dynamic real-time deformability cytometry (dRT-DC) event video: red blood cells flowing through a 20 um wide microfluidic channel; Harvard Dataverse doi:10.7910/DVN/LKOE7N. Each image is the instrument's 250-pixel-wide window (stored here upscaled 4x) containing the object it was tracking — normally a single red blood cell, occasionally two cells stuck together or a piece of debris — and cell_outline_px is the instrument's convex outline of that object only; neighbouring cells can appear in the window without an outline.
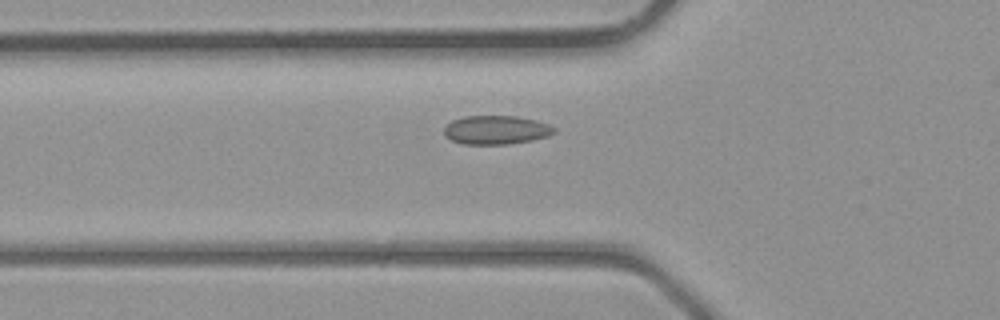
{"species": "common noctule bat (a hibernating species)", "species_latin": "Nyctalus noctula", "temperature_condition": "room temperature", "stored_images_in_passage": 25, "camera_frame_rate_fps": 3000, "um_per_image_px": 0.085, "animal": {"sex": "male", "body_mass_g": 23.1, "forearm_length_mm": 52.7}, "frame": {"image": 1, "passage_image": 3, "time_ms": 0.667, "image_size_px": [1000, 320], "cell_outline_px": [[556, 132], [548, 136], [532, 140], [508, 144], [464, 144], [452, 140], [444, 136], [444, 128], [452, 120], [464, 116], [516, 116], [536, 120], [548, 124], [556, 128]], "centroid_in_image_um": [42.18, 11.04], "position_along_channel_um": 83.6, "area_um2": 18.5}}
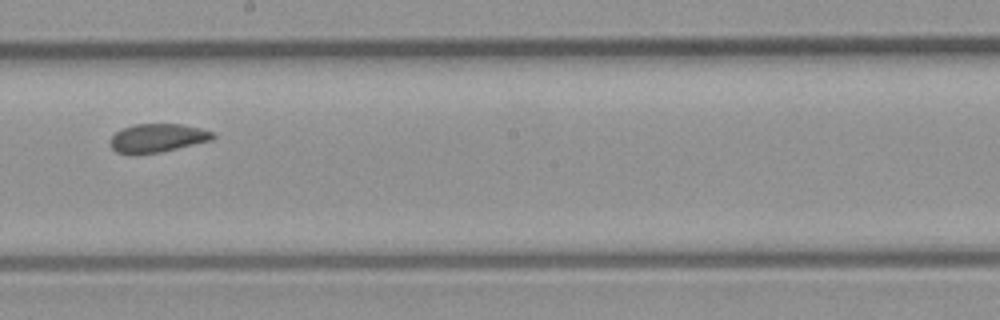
{"frame": {"image": 2, "passage_image": 12, "time_ms": 3.667, "image_size_px": [1000, 320], "cell_outline_px": [[216, 136], [212, 140], [160, 152], [132, 156], [116, 152], [108, 144], [108, 140], [116, 132], [124, 128], [136, 124], [180, 124], [200, 128], [212, 132]], "centroid_in_image_um": [13.32, 11.75], "position_along_channel_um": 234.9, "area_um2": 17.28}}
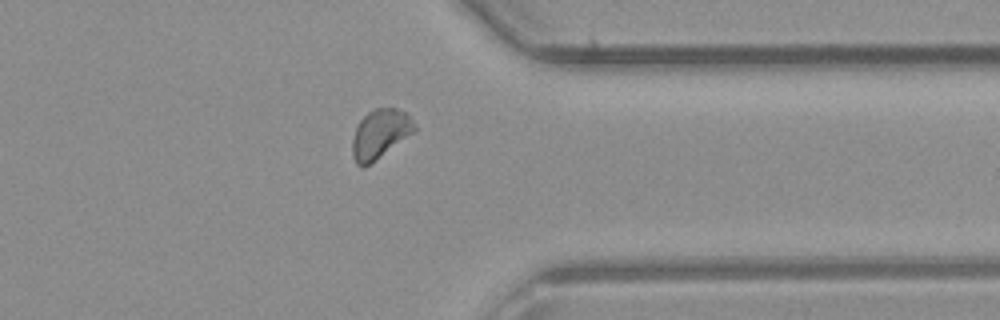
{"frame": {"image": 3, "passage_image": 21, "time_ms": 6.667, "image_size_px": [1000, 320], "cell_outline_px": [[416, 132], [364, 168], [360, 168], [356, 164], [352, 156], [352, 140], [356, 128], [360, 120], [372, 108], [396, 108], [404, 112], [416, 124]], "centroid_in_image_um": [32.3, 11.41], "position_along_channel_um": 379.1, "area_um2": 17.98}}